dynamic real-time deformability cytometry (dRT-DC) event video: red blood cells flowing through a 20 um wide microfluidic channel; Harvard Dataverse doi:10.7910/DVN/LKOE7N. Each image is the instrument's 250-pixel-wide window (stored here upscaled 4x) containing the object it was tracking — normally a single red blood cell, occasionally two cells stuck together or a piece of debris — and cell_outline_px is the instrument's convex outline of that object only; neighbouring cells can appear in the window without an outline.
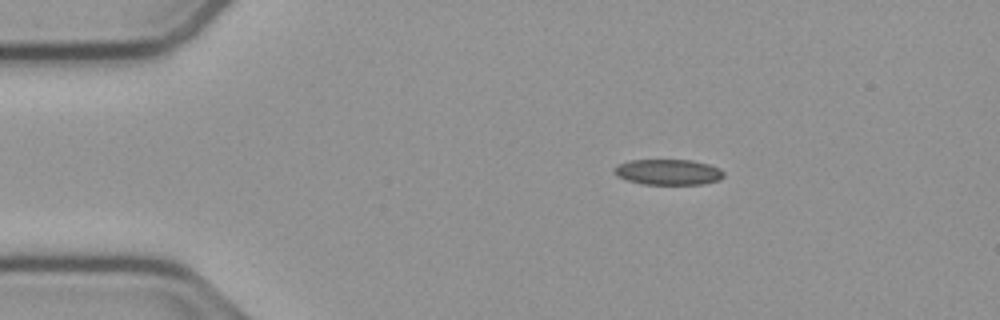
{"species": "common noctule bat (a hibernating species)", "species_latin": "Nyctalus noctula", "temperature_condition": "cold", "stored_images_in_passage": 46, "camera_frame_rate_fps": 3000, "um_per_image_px": 0.085, "animal": {"sex": "male", "body_mass_g": 23.1, "forearm_length_mm": 52.7}, "frame": {"image": 1, "passage_image": 1, "time_ms": 0.0, "image_size_px": [1000, 320], "cell_outline_px": [[724, 176], [716, 180], [704, 184], [640, 184], [616, 176], [612, 172], [612, 168], [620, 164], [632, 160], [692, 160], [708, 164], [720, 168], [724, 172]], "centroid_in_image_um": [56.77, 14.62], "position_along_channel_um": 28.2, "area_um2": 16.36}}
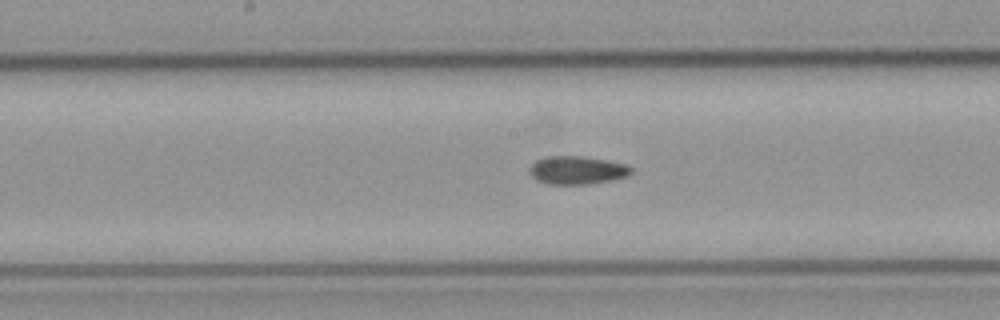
{"frame": {"image": 2, "passage_image": 19, "time_ms": 6.0, "image_size_px": [1000, 320], "cell_outline_px": [[632, 172], [628, 176], [612, 180], [588, 184], [548, 184], [536, 180], [528, 172], [528, 168], [536, 160], [544, 156], [580, 156], [604, 160], [624, 164], [632, 168]], "centroid_in_image_um": [49.0, 14.47], "position_along_channel_um": 199.2, "area_um2": 16.7}}
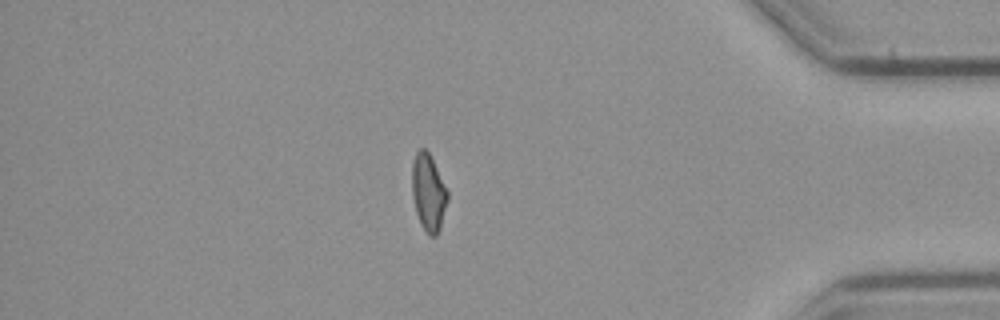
{"frame": {"image": 3, "passage_image": 38, "time_ms": 12.333, "image_size_px": [1000, 320], "cell_outline_px": [[448, 200], [440, 228], [436, 236], [428, 236], [420, 224], [416, 212], [412, 196], [412, 164], [416, 152], [420, 148], [424, 148], [428, 152], [448, 192]], "centroid_in_image_um": [36.4, 16.4], "position_along_channel_um": 398.8, "area_um2": 15.84}, "authors_computed_cell_mechanics": {"area_um2": 16.2996, "velocity_mm_per_s": 3.7725, "shape_relaxation_time_tau1_ms": null, "shape_relaxation_time_tau2_ms": 5.3856, "deformation_change_tau1": null, "deformation_change_tau2": 0.1256}}